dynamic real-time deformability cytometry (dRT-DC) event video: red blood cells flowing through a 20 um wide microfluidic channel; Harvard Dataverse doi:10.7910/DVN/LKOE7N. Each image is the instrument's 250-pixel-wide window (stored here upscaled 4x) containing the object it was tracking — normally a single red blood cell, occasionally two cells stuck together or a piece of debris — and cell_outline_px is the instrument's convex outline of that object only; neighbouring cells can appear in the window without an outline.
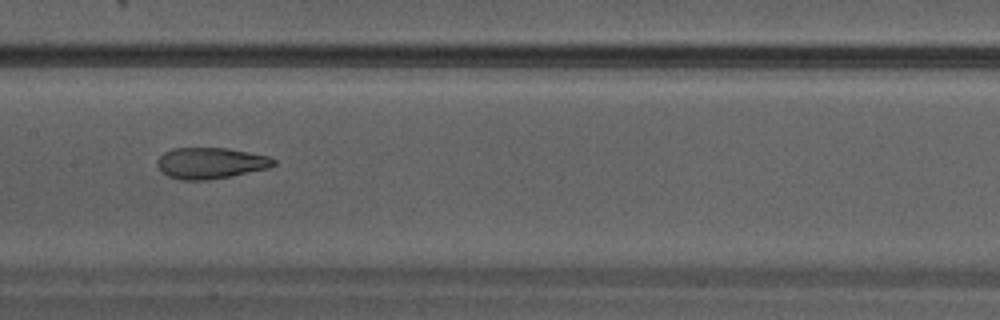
{"species": "Egyptian fruit bat (a non-hibernating species)", "species_latin": "Rousettus aegyptiacus", "temperature_condition": "warm", "stored_images_in_passage": 22, "camera_frame_rate_fps": 3000, "um_per_image_px": 0.085, "animal": {"sex": "male"}, "frame": {"image": 1, "passage_image": 7, "time_ms": 2.0, "image_size_px": [1000, 320], "cell_outline_px": [[276, 164], [268, 168], [208, 180], [180, 180], [168, 176], [156, 164], [156, 160], [164, 152], [176, 148], [228, 148], [268, 156], [276, 160]], "centroid_in_image_um": [17.89, 13.86], "position_along_channel_um": 189.5, "area_um2": 20.92}}